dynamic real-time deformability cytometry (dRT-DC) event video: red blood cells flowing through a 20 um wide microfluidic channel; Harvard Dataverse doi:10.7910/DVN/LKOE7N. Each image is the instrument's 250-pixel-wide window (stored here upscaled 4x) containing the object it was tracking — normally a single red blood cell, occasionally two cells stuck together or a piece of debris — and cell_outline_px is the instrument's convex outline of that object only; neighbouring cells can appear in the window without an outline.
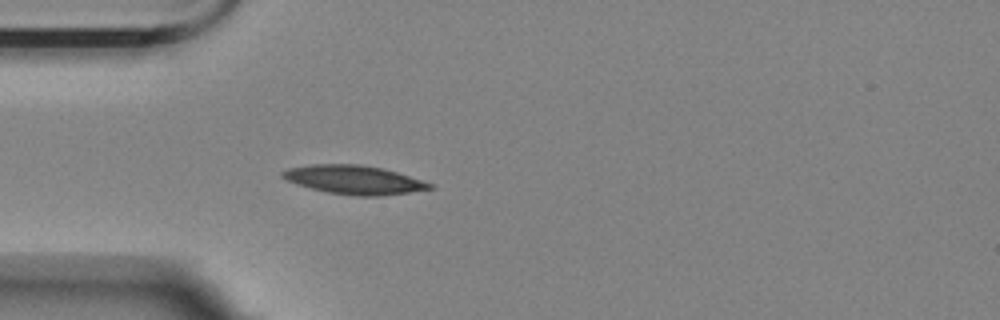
{"species": "Egyptian fruit bat (a non-hibernating species)", "species_latin": "Rousettus aegyptiacus", "temperature_condition": "room temperature", "stored_images_in_passage": 5, "camera_frame_rate_fps": 3000, "um_per_image_px": 0.085, "animal": {"sex": "female"}, "frame": {"image": 1, "passage_image": 5, "time_ms": 4.333, "image_size_px": [1000, 320], "cell_outline_px": [[436, 184], [432, 188], [408, 192], [380, 196], [356, 196], [328, 192], [296, 184], [280, 176], [280, 172], [288, 168], [308, 164], [360, 164], [384, 168]], "centroid_in_image_um": [30.09, 15.27], "position_along_channel_um": 54.9, "area_um2": 24.74}}